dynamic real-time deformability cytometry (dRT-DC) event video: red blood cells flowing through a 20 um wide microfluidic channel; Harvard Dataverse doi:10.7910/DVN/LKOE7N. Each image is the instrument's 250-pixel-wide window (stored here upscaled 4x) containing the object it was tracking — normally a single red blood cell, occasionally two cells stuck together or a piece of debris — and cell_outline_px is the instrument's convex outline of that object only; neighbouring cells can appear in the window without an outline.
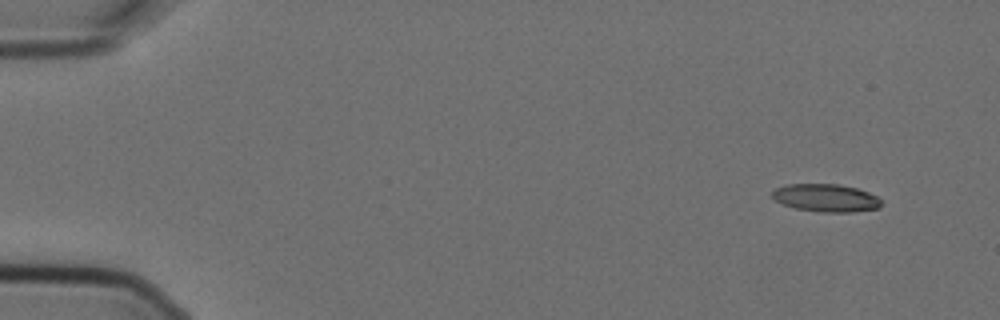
{"species": "Egyptian fruit bat (a non-hibernating species)", "species_latin": "Rousettus aegyptiacus", "temperature_condition": "cold", "stored_images_in_passage": 6, "camera_frame_rate_fps": 3000, "um_per_image_px": 0.085, "animal": {"sex": "female"}, "frame": {"image": 1, "passage_image": 1, "time_ms": 0.0, "image_size_px": [1000, 320], "cell_outline_px": [[884, 200], [880, 208], [852, 212], [820, 212], [796, 208], [784, 204], [776, 200], [772, 196], [772, 192], [776, 188], [788, 184], [840, 184], [856, 188], [868, 192]], "centroid_in_image_um": [70.26, 16.82], "position_along_channel_um": 14.7, "area_um2": 17.69}}
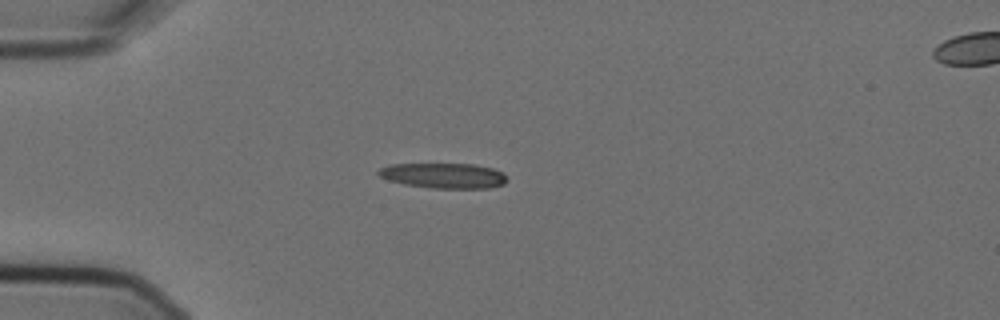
{"frame": {"image": 2, "passage_image": 4, "time_ms": 1.0, "image_size_px": [1000, 320], "cell_outline_px": [[508, 180], [504, 184], [488, 188], [432, 188], [404, 184], [388, 180], [380, 176], [376, 172], [380, 168], [392, 164], [472, 164], [492, 168], [500, 172]], "centroid_in_image_um": [37.69, 14.93], "position_along_channel_um": 47.3, "area_um2": 18.73}}
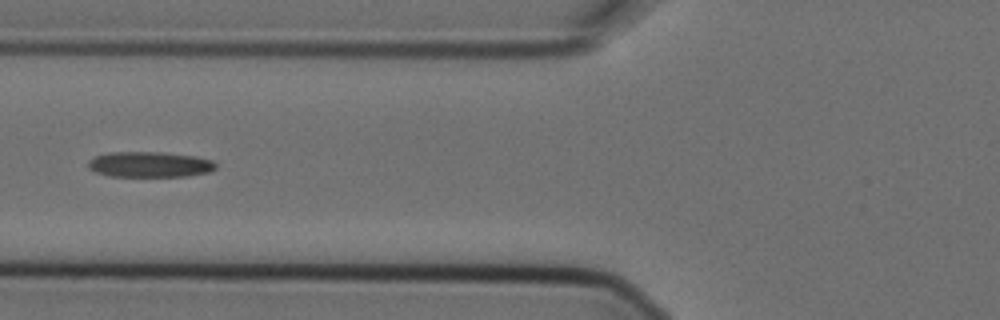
{"frame": {"image": 3, "passage_image": 6, "time_ms": 1.667, "image_size_px": [1000, 320], "cell_outline_px": [[216, 168], [208, 172], [188, 176], [108, 176], [96, 172], [88, 168], [88, 160], [96, 156], [108, 152], [160, 152], [192, 156], [212, 160], [216, 164]], "centroid_in_image_um": [12.69, 13.98], "position_along_channel_um": 113.1, "area_um2": 18.9}}